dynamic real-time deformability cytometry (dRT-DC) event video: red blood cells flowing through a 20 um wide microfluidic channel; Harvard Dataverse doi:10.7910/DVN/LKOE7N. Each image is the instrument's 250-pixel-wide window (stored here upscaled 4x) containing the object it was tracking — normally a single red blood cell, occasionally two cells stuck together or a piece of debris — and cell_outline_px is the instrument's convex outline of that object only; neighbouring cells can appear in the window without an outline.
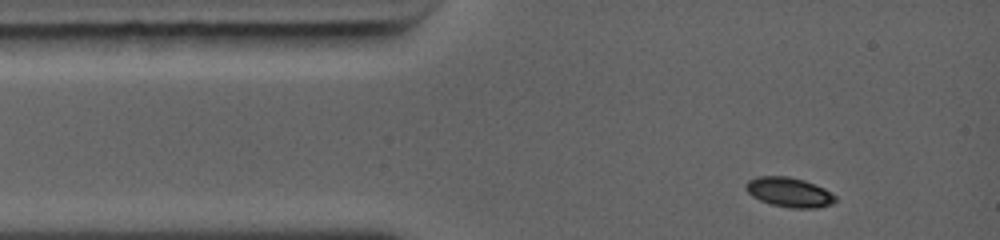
{"species": "common noctule bat (a hibernating species)", "species_latin": "Nyctalus noctula", "temperature_condition": "warm", "stored_images_in_passage": 19, "camera_frame_rate_fps": 5000, "um_per_image_px": 0.085, "animal": {"sex": "female", "body_mass_g": 19.0, "forearm_length_mm": 56.7}, "frame": {"image": 1, "passage_image": 1, "time_ms": 0.0, "image_size_px": [1000, 240], "cell_outline_px": [[836, 200], [832, 204], [816, 208], [792, 208], [772, 204], [760, 200], [752, 196], [744, 188], [744, 184], [748, 180], [756, 176], [788, 176], [804, 180], [824, 188], [836, 196]], "centroid_in_image_um": [67.06, 16.33], "position_along_channel_um": 17.9, "area_um2": 15.49}}
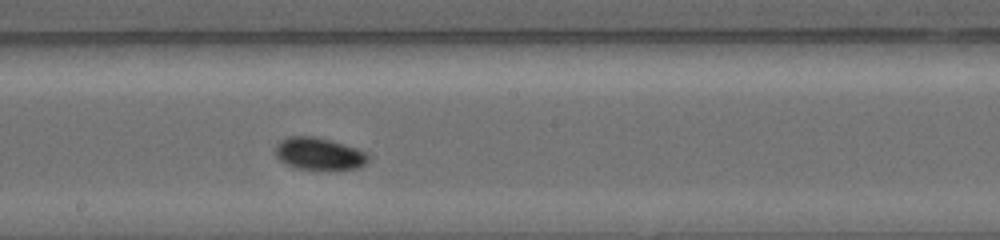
{"frame": {"image": 2, "passage_image": 11, "time_ms": 5.4, "image_size_px": [1000, 240], "cell_outline_px": [[368, 160], [360, 168], [328, 172], [324, 172], [296, 168], [280, 160], [276, 156], [276, 148], [284, 140], [292, 136], [308, 136], [328, 140], [356, 148], [364, 152], [368, 156]], "centroid_in_image_um": [27.17, 13.14], "position_along_channel_um": 221.0, "area_um2": 17.46}}
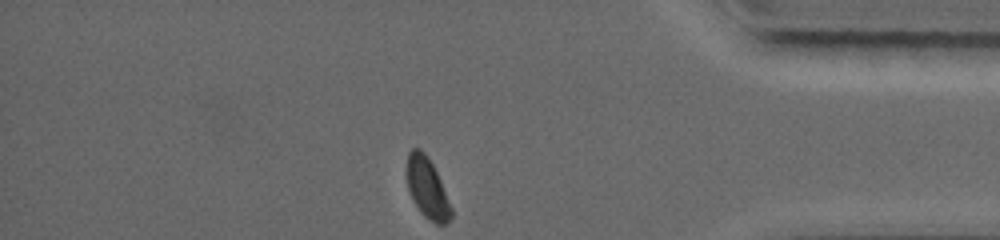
{"frame": {"image": 3, "passage_image": 19, "time_ms": 10.0, "image_size_px": [1000, 240], "cell_outline_px": [[452, 216], [448, 224], [436, 224], [424, 216], [420, 212], [408, 188], [408, 152], [412, 148], [420, 148], [428, 156], [440, 180], [452, 208]], "centroid_in_image_um": [36.34, 16.01], "position_along_channel_um": 398.9, "area_um2": 15.32}, "authors_computed_cell_mechanics": {"area_um2": 16.9354, "velocity_mm_per_s": 4.4502, "shape_relaxation_time_tau1_ms": 2.0005, "shape_relaxation_time_tau2_ms": null, "deformation_change_tau1": 0.0784, "deformation_change_tau2": null}}